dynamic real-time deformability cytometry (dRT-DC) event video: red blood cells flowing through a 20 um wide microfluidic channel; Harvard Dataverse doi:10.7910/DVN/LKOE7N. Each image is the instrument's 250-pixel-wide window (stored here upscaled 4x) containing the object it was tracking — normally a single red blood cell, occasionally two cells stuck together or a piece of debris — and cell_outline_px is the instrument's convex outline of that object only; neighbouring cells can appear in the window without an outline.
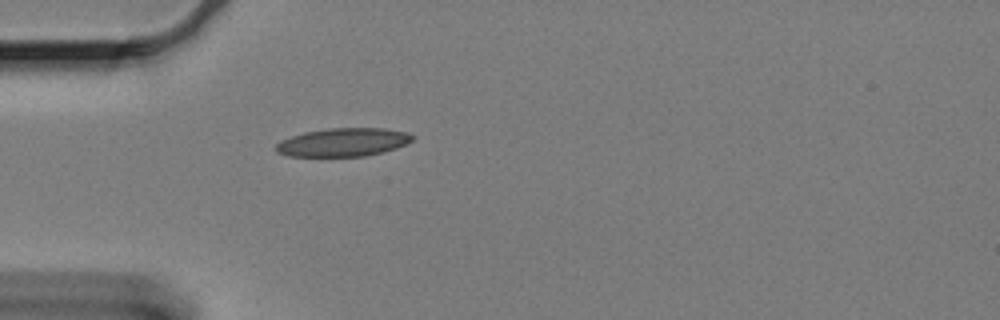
{"species": "Egyptian fruit bat (a non-hibernating species)", "species_latin": "Rousettus aegyptiacus", "temperature_condition": "cold", "stored_images_in_passage": 44, "camera_frame_rate_fps": 3000, "um_per_image_px": 0.085, "animal": {"sex": "female"}, "frame": {"image": 1, "passage_image": 1, "time_ms": 0.0, "image_size_px": [1000, 320], "cell_outline_px": [[416, 136], [412, 140], [396, 148], [384, 152], [364, 156], [288, 156], [276, 152], [276, 144], [280, 140], [304, 132], [328, 128], [384, 128], [404, 132]], "centroid_in_image_um": [29.15, 12.09], "position_along_channel_um": 55.9, "area_um2": 22.48}}
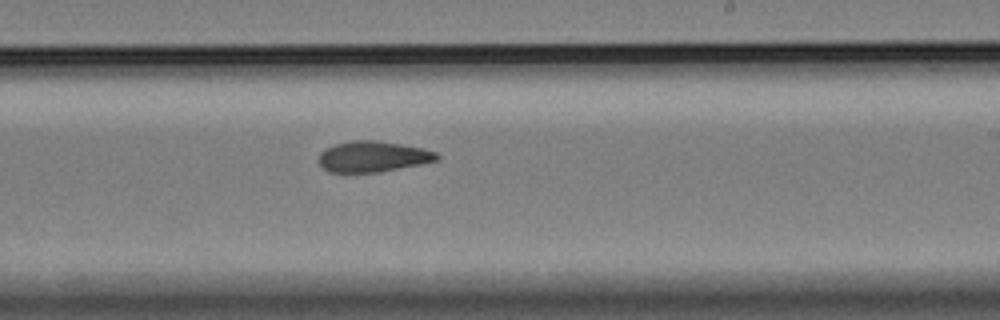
{"frame": {"image": 2, "passage_image": 20, "time_ms": 6.333, "image_size_px": [1000, 320], "cell_outline_px": [[440, 160], [380, 172], [328, 172], [320, 164], [320, 152], [324, 148], [336, 144], [352, 140], [376, 140], [424, 148], [436, 152], [440, 156]], "centroid_in_image_um": [31.72, 13.3], "position_along_channel_um": 257.3, "area_um2": 21.21}}
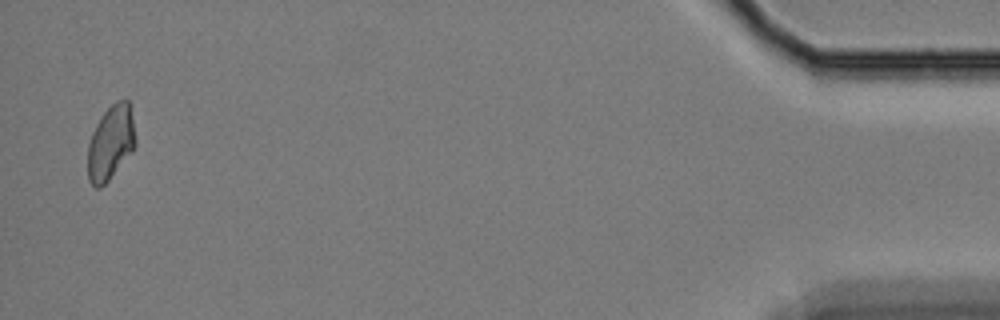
{"frame": {"image": 3, "passage_image": 43, "time_ms": 14.0, "image_size_px": [1000, 320], "cell_outline_px": [[136, 144], [132, 152], [108, 180], [100, 188], [96, 188], [88, 180], [88, 144], [92, 132], [96, 124], [104, 112], [116, 100], [128, 100], [136, 140]], "centroid_in_image_um": [9.4, 12.14], "position_along_channel_um": 425.8, "area_um2": 20.46}}